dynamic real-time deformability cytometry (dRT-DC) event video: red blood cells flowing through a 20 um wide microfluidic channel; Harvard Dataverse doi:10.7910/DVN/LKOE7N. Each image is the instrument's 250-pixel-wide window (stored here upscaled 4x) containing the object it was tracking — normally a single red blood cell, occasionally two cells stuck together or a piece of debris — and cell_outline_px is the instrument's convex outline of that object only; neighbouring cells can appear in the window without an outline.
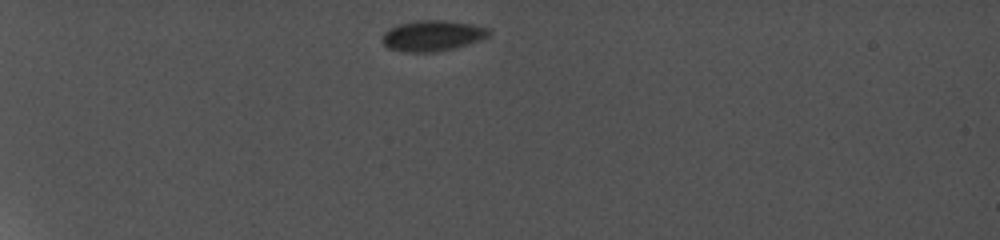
{"species": "common noctule bat (a hibernating species)", "species_latin": "Nyctalus noctula", "temperature_condition": "cold", "stored_images_in_passage": 4, "camera_frame_rate_fps": 5000, "um_per_image_px": 0.085, "animal": {"sex": "female", "body_mass_g": 19.0, "forearm_length_mm": 56.7}, "frame": {"image": 1, "passage_image": 1, "time_ms": 0.0, "image_size_px": [1000, 240], "cell_outline_px": [[492, 32], [488, 36], [480, 40], [468, 44], [436, 52], [404, 52], [388, 48], [380, 40], [380, 36], [384, 32], [400, 24], [416, 20], [444, 20], [472, 24], [492, 28]], "centroid_in_image_um": [36.77, 3.03], "position_along_channel_um": 48.2, "area_um2": 19.25}}
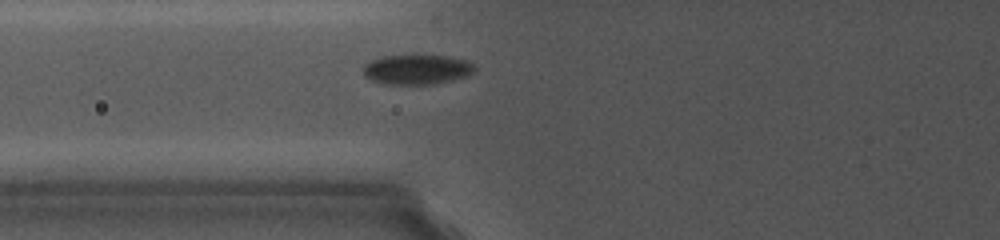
{"frame": {"image": 2, "passage_image": 4, "time_ms": 2.8, "image_size_px": [1000, 240], "cell_outline_px": [[476, 68], [472, 72], [464, 76], [428, 84], [384, 84], [372, 80], [364, 76], [364, 64], [372, 60], [384, 56], [452, 56], [476, 64]], "centroid_in_image_um": [35.41, 5.9], "position_along_channel_um": 90.4, "area_um2": 18.9}}